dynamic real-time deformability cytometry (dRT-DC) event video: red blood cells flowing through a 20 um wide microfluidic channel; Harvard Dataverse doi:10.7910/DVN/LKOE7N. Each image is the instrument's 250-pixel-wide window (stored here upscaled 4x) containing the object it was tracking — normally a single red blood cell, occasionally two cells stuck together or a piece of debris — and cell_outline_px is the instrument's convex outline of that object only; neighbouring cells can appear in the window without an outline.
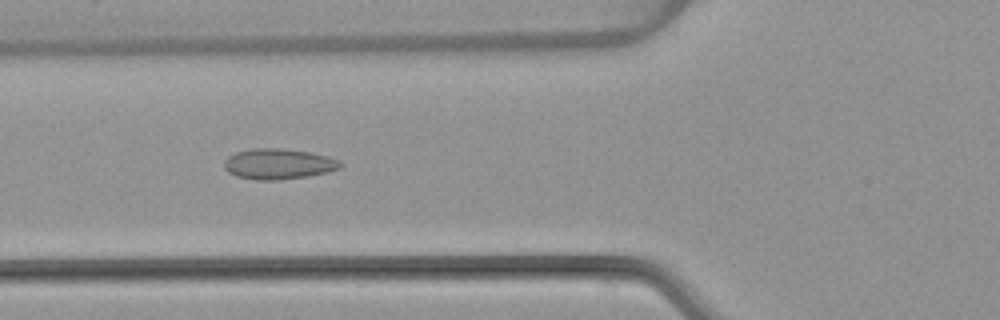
{"species": "common noctule bat (a hibernating species)", "species_latin": "Nyctalus noctula", "temperature_condition": "warm", "stored_images_in_passage": 52, "camera_frame_rate_fps": 3000, "um_per_image_px": 0.085, "animal": {"sex": "female", "body_mass_g": 22.7, "forearm_length_mm": 54.2}, "frame": {"image": 1, "passage_image": 19, "time_ms": 6.0, "image_size_px": [1000, 320], "cell_outline_px": [[344, 164], [340, 168], [328, 172], [308, 176], [280, 180], [256, 180], [236, 176], [228, 172], [224, 168], [224, 160], [228, 156], [236, 152], [252, 148], [280, 148], [308, 152], [328, 156], [340, 160]], "centroid_in_image_um": [23.67, 13.94], "position_along_channel_um": 102.1, "area_um2": 20.87}}
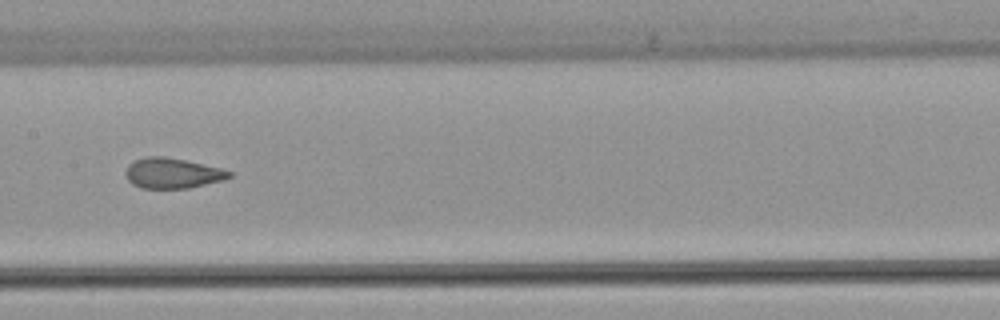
{"frame": {"image": 2, "passage_image": 26, "time_ms": 8.333, "image_size_px": [1000, 320], "cell_outline_px": [[232, 176], [224, 180], [188, 188], [140, 188], [132, 184], [128, 180], [124, 172], [128, 164], [144, 156], [164, 156], [184, 160], [220, 168], [232, 172]], "centroid_in_image_um": [14.63, 14.72], "position_along_channel_um": 192.8, "area_um2": 18.32}}
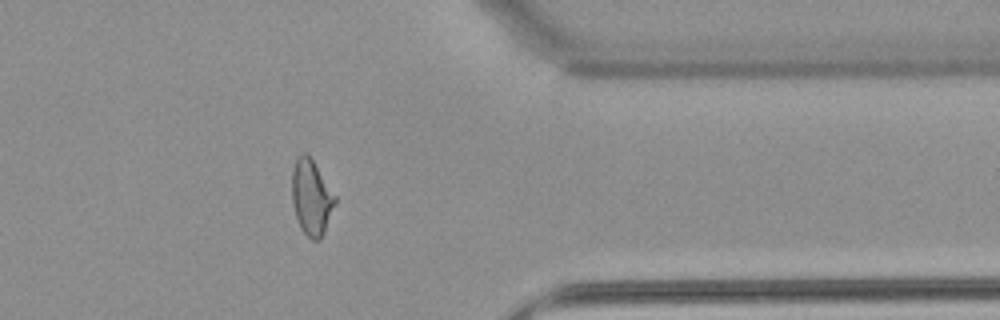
{"frame": {"image": 3, "passage_image": 42, "time_ms": 13.667, "image_size_px": [1000, 320], "cell_outline_px": [[336, 204], [324, 232], [320, 240], [312, 240], [300, 228], [296, 216], [292, 200], [292, 172], [296, 160], [300, 152], [308, 152], [336, 196]], "centroid_in_image_um": [26.48, 16.75], "position_along_channel_um": 384.9, "area_um2": 19.02}, "authors_computed_cell_mechanics": {"area_um2": 19.363, "velocity_mm_per_s": 3.8692, "shape_relaxation_time_tau1_ms": null, "shape_relaxation_time_tau2_ms": 1.1499, "deformation_change_tau1": null, "deformation_change_tau2": 0.0739}}